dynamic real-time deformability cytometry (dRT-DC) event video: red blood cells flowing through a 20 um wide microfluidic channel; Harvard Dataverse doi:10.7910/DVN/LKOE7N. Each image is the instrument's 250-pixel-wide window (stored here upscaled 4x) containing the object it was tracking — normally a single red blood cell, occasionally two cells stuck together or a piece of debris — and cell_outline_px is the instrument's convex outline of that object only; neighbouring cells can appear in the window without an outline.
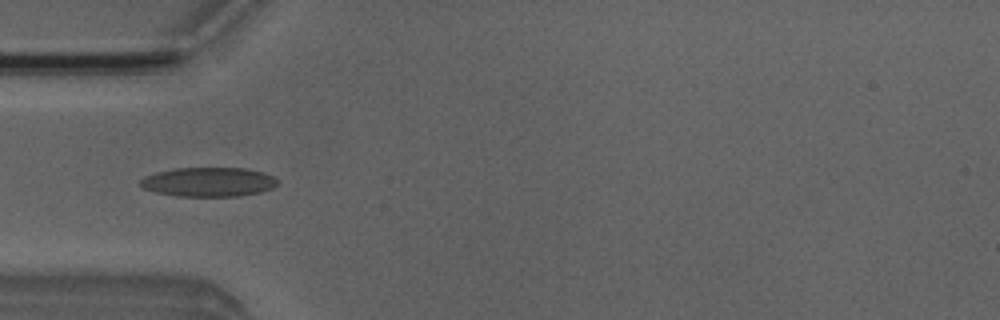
{"species": "Egyptian fruit bat (a non-hibernating species)", "species_latin": "Rousettus aegyptiacus", "temperature_condition": "room temperature", "stored_images_in_passage": 3, "camera_frame_rate_fps": 3000, "um_per_image_px": 0.085, "animal": {"sex": "male"}, "frame": {"image": 1, "passage_image": 2, "time_ms": 1.333, "image_size_px": [1000, 320], "cell_outline_px": [[280, 184], [272, 188], [260, 192], [240, 196], [176, 196], [156, 192], [144, 188], [136, 184], [144, 176], [156, 172], [176, 168], [244, 168], [264, 172], [280, 180]], "centroid_in_image_um": [17.74, 15.46], "position_along_channel_um": 67.3, "area_um2": 23.64}}